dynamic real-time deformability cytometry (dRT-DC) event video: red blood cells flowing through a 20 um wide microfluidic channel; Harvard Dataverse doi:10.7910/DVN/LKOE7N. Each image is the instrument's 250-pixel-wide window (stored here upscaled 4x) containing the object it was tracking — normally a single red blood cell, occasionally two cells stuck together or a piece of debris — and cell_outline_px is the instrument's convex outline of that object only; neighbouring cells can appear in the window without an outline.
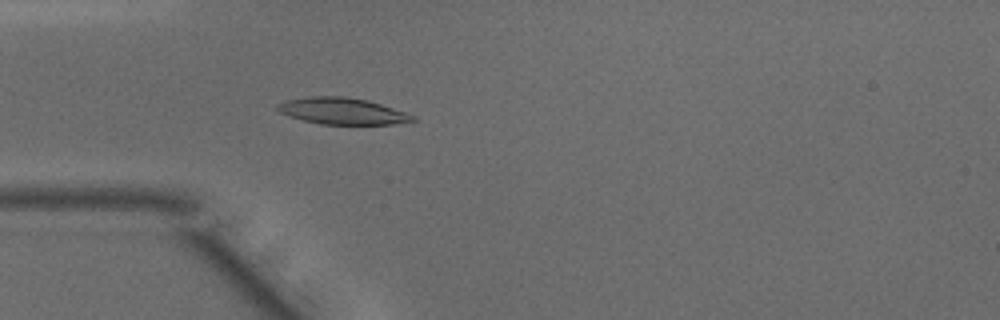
{"species": "common noctule bat (a hibernating species)", "species_latin": "Nyctalus noctula", "temperature_condition": "warm", "stored_images_in_passage": 47, "camera_frame_rate_fps": 3000, "um_per_image_px": 0.085, "animal": {"sex": "male", "body_mass_g": 15.6}, "frame": {"image": 1, "passage_image": 13, "time_ms": 4.0, "image_size_px": [1000, 320], "cell_outline_px": [[416, 120], [392, 124], [320, 124], [288, 116], [280, 112], [276, 108], [276, 104], [284, 100], [312, 96], [344, 96], [368, 100], [416, 116]], "centroid_in_image_um": [29.05, 9.43], "position_along_channel_um": 56.0, "area_um2": 20.81}}
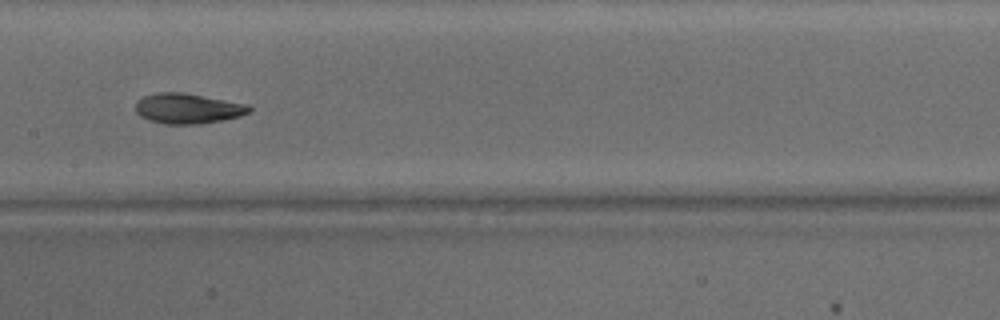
{"frame": {"image": 2, "passage_image": 23, "time_ms": 7.333, "image_size_px": [1000, 320], "cell_outline_px": [[252, 112], [240, 116], [200, 124], [164, 124], [148, 120], [140, 116], [136, 112], [136, 100], [144, 96], [160, 92], [184, 92], [248, 104], [252, 108]], "centroid_in_image_um": [15.97, 9.22], "position_along_channel_um": 191.4, "area_um2": 20.17}}
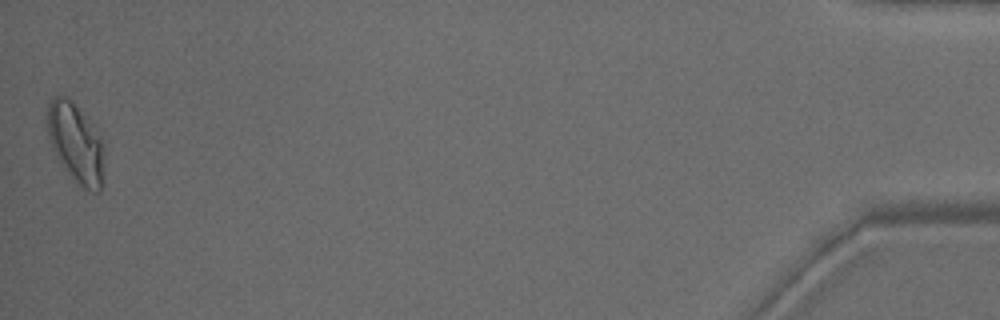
{"frame": {"image": 3, "passage_image": 47, "time_ms": 15.333, "image_size_px": [1000, 320], "cell_outline_px": [[104, 152], [100, 192], [92, 192], [84, 188], [64, 168], [56, 156], [52, 148], [48, 136], [48, 104], [56, 96], [68, 96], [92, 124], [100, 136], [104, 148]], "centroid_in_image_um": [6.45, 12.14], "position_along_channel_um": 428.8, "area_um2": 25.84}, "authors_computed_cell_mechanics": {"area_um2": 20.3456, "velocity_mm_per_s": 4.1655, "shape_relaxation_time_tau1_ms": 4.1347, "shape_relaxation_time_tau2_ms": 1.1698, "deformation_change_tau1": 0.1603, "deformation_change_tau2": 0.0608}}